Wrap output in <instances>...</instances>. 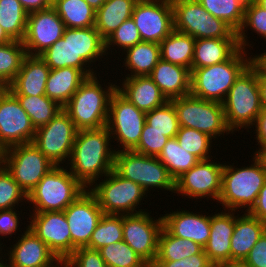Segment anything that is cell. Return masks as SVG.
Returning <instances> with one entry per match:
<instances>
[{
  "label": "cell",
  "mask_w": 266,
  "mask_h": 267,
  "mask_svg": "<svg viewBox=\"0 0 266 267\" xmlns=\"http://www.w3.org/2000/svg\"><path fill=\"white\" fill-rule=\"evenodd\" d=\"M27 55L22 41L0 45V83L6 88L14 81Z\"/></svg>",
  "instance_id": "40"
},
{
  "label": "cell",
  "mask_w": 266,
  "mask_h": 267,
  "mask_svg": "<svg viewBox=\"0 0 266 267\" xmlns=\"http://www.w3.org/2000/svg\"><path fill=\"white\" fill-rule=\"evenodd\" d=\"M50 68L40 56L26 55L20 71L7 89L14 96L45 95Z\"/></svg>",
  "instance_id": "24"
},
{
  "label": "cell",
  "mask_w": 266,
  "mask_h": 267,
  "mask_svg": "<svg viewBox=\"0 0 266 267\" xmlns=\"http://www.w3.org/2000/svg\"><path fill=\"white\" fill-rule=\"evenodd\" d=\"M66 263L67 267H107L99 250L88 247L76 248Z\"/></svg>",
  "instance_id": "50"
},
{
  "label": "cell",
  "mask_w": 266,
  "mask_h": 267,
  "mask_svg": "<svg viewBox=\"0 0 266 267\" xmlns=\"http://www.w3.org/2000/svg\"><path fill=\"white\" fill-rule=\"evenodd\" d=\"M32 215V216H31ZM28 227L49 247L58 259L66 260L76 248L64 211L34 212Z\"/></svg>",
  "instance_id": "18"
},
{
  "label": "cell",
  "mask_w": 266,
  "mask_h": 267,
  "mask_svg": "<svg viewBox=\"0 0 266 267\" xmlns=\"http://www.w3.org/2000/svg\"><path fill=\"white\" fill-rule=\"evenodd\" d=\"M205 267H218V263H212L210 262L207 266Z\"/></svg>",
  "instance_id": "65"
},
{
  "label": "cell",
  "mask_w": 266,
  "mask_h": 267,
  "mask_svg": "<svg viewBox=\"0 0 266 267\" xmlns=\"http://www.w3.org/2000/svg\"><path fill=\"white\" fill-rule=\"evenodd\" d=\"M57 264H58V265H57ZM56 265H57V266H56ZM59 265H60V267H67L66 260L58 259L56 264L54 263L53 265H51V266H49V267H59Z\"/></svg>",
  "instance_id": "62"
},
{
  "label": "cell",
  "mask_w": 266,
  "mask_h": 267,
  "mask_svg": "<svg viewBox=\"0 0 266 267\" xmlns=\"http://www.w3.org/2000/svg\"><path fill=\"white\" fill-rule=\"evenodd\" d=\"M163 227L173 236L190 239L204 248L210 237V215L188 210L174 211L162 216Z\"/></svg>",
  "instance_id": "22"
},
{
  "label": "cell",
  "mask_w": 266,
  "mask_h": 267,
  "mask_svg": "<svg viewBox=\"0 0 266 267\" xmlns=\"http://www.w3.org/2000/svg\"><path fill=\"white\" fill-rule=\"evenodd\" d=\"M248 213L266 223V180L260 189L255 205Z\"/></svg>",
  "instance_id": "55"
},
{
  "label": "cell",
  "mask_w": 266,
  "mask_h": 267,
  "mask_svg": "<svg viewBox=\"0 0 266 267\" xmlns=\"http://www.w3.org/2000/svg\"><path fill=\"white\" fill-rule=\"evenodd\" d=\"M6 87L0 83V93L5 89Z\"/></svg>",
  "instance_id": "67"
},
{
  "label": "cell",
  "mask_w": 266,
  "mask_h": 267,
  "mask_svg": "<svg viewBox=\"0 0 266 267\" xmlns=\"http://www.w3.org/2000/svg\"><path fill=\"white\" fill-rule=\"evenodd\" d=\"M203 247L190 239L175 237L164 227L158 238V252L156 260L176 261L198 254Z\"/></svg>",
  "instance_id": "36"
},
{
  "label": "cell",
  "mask_w": 266,
  "mask_h": 267,
  "mask_svg": "<svg viewBox=\"0 0 266 267\" xmlns=\"http://www.w3.org/2000/svg\"><path fill=\"white\" fill-rule=\"evenodd\" d=\"M3 165L27 195L55 166L33 142L4 150Z\"/></svg>",
  "instance_id": "12"
},
{
  "label": "cell",
  "mask_w": 266,
  "mask_h": 267,
  "mask_svg": "<svg viewBox=\"0 0 266 267\" xmlns=\"http://www.w3.org/2000/svg\"><path fill=\"white\" fill-rule=\"evenodd\" d=\"M12 39L4 32L3 28L0 25V45L11 42Z\"/></svg>",
  "instance_id": "61"
},
{
  "label": "cell",
  "mask_w": 266,
  "mask_h": 267,
  "mask_svg": "<svg viewBox=\"0 0 266 267\" xmlns=\"http://www.w3.org/2000/svg\"><path fill=\"white\" fill-rule=\"evenodd\" d=\"M110 142L111 135L106 126L77 131L69 170L85 188L113 170L116 150L110 148Z\"/></svg>",
  "instance_id": "1"
},
{
  "label": "cell",
  "mask_w": 266,
  "mask_h": 267,
  "mask_svg": "<svg viewBox=\"0 0 266 267\" xmlns=\"http://www.w3.org/2000/svg\"><path fill=\"white\" fill-rule=\"evenodd\" d=\"M27 201V194L14 180L4 165L0 166V210L14 209L20 201Z\"/></svg>",
  "instance_id": "47"
},
{
  "label": "cell",
  "mask_w": 266,
  "mask_h": 267,
  "mask_svg": "<svg viewBox=\"0 0 266 267\" xmlns=\"http://www.w3.org/2000/svg\"><path fill=\"white\" fill-rule=\"evenodd\" d=\"M145 122L146 113L116 89L110 99L106 127L111 138L116 137L114 140L123 148L117 151H133L137 147Z\"/></svg>",
  "instance_id": "11"
},
{
  "label": "cell",
  "mask_w": 266,
  "mask_h": 267,
  "mask_svg": "<svg viewBox=\"0 0 266 267\" xmlns=\"http://www.w3.org/2000/svg\"><path fill=\"white\" fill-rule=\"evenodd\" d=\"M146 123L148 130H157L169 138H174L180 129L177 112L171 100L147 112Z\"/></svg>",
  "instance_id": "43"
},
{
  "label": "cell",
  "mask_w": 266,
  "mask_h": 267,
  "mask_svg": "<svg viewBox=\"0 0 266 267\" xmlns=\"http://www.w3.org/2000/svg\"><path fill=\"white\" fill-rule=\"evenodd\" d=\"M258 35L261 38L266 39V10L261 8L254 0H247L245 6L244 20L241 28L237 32L238 44L239 47L246 51L245 46H249L247 40V27ZM246 31V33H245Z\"/></svg>",
  "instance_id": "45"
},
{
  "label": "cell",
  "mask_w": 266,
  "mask_h": 267,
  "mask_svg": "<svg viewBox=\"0 0 266 267\" xmlns=\"http://www.w3.org/2000/svg\"><path fill=\"white\" fill-rule=\"evenodd\" d=\"M122 240V215L103 214L86 247L99 250L104 246Z\"/></svg>",
  "instance_id": "41"
},
{
  "label": "cell",
  "mask_w": 266,
  "mask_h": 267,
  "mask_svg": "<svg viewBox=\"0 0 266 267\" xmlns=\"http://www.w3.org/2000/svg\"><path fill=\"white\" fill-rule=\"evenodd\" d=\"M131 17L142 41L160 44L174 30L171 0H138Z\"/></svg>",
  "instance_id": "16"
},
{
  "label": "cell",
  "mask_w": 266,
  "mask_h": 267,
  "mask_svg": "<svg viewBox=\"0 0 266 267\" xmlns=\"http://www.w3.org/2000/svg\"><path fill=\"white\" fill-rule=\"evenodd\" d=\"M85 188L67 168L54 166L28 193L33 212L64 211Z\"/></svg>",
  "instance_id": "6"
},
{
  "label": "cell",
  "mask_w": 266,
  "mask_h": 267,
  "mask_svg": "<svg viewBox=\"0 0 266 267\" xmlns=\"http://www.w3.org/2000/svg\"><path fill=\"white\" fill-rule=\"evenodd\" d=\"M4 149L0 146V166L3 165Z\"/></svg>",
  "instance_id": "64"
},
{
  "label": "cell",
  "mask_w": 266,
  "mask_h": 267,
  "mask_svg": "<svg viewBox=\"0 0 266 267\" xmlns=\"http://www.w3.org/2000/svg\"><path fill=\"white\" fill-rule=\"evenodd\" d=\"M235 216V227L231 236V260L244 261L249 251L266 231V223L244 212Z\"/></svg>",
  "instance_id": "28"
},
{
  "label": "cell",
  "mask_w": 266,
  "mask_h": 267,
  "mask_svg": "<svg viewBox=\"0 0 266 267\" xmlns=\"http://www.w3.org/2000/svg\"><path fill=\"white\" fill-rule=\"evenodd\" d=\"M175 137L182 148L195 155L199 160H207L212 157L208 154L211 153L213 141L207 134L193 128L180 127Z\"/></svg>",
  "instance_id": "46"
},
{
  "label": "cell",
  "mask_w": 266,
  "mask_h": 267,
  "mask_svg": "<svg viewBox=\"0 0 266 267\" xmlns=\"http://www.w3.org/2000/svg\"><path fill=\"white\" fill-rule=\"evenodd\" d=\"M35 131L18 99L5 88L0 93V146L6 150L12 146L31 143Z\"/></svg>",
  "instance_id": "15"
},
{
  "label": "cell",
  "mask_w": 266,
  "mask_h": 267,
  "mask_svg": "<svg viewBox=\"0 0 266 267\" xmlns=\"http://www.w3.org/2000/svg\"><path fill=\"white\" fill-rule=\"evenodd\" d=\"M253 126L256 127L255 138L260 146L253 154L264 157L266 155V108L261 110Z\"/></svg>",
  "instance_id": "54"
},
{
  "label": "cell",
  "mask_w": 266,
  "mask_h": 267,
  "mask_svg": "<svg viewBox=\"0 0 266 267\" xmlns=\"http://www.w3.org/2000/svg\"><path fill=\"white\" fill-rule=\"evenodd\" d=\"M0 251H2V248L0 247ZM1 253V252H0ZM2 257L0 258V267H4V260H1Z\"/></svg>",
  "instance_id": "66"
},
{
  "label": "cell",
  "mask_w": 266,
  "mask_h": 267,
  "mask_svg": "<svg viewBox=\"0 0 266 267\" xmlns=\"http://www.w3.org/2000/svg\"><path fill=\"white\" fill-rule=\"evenodd\" d=\"M141 36L134 20L131 18L124 21L108 38L105 39L106 54L108 50L117 45L123 51L141 42ZM114 45V46H113Z\"/></svg>",
  "instance_id": "48"
},
{
  "label": "cell",
  "mask_w": 266,
  "mask_h": 267,
  "mask_svg": "<svg viewBox=\"0 0 266 267\" xmlns=\"http://www.w3.org/2000/svg\"><path fill=\"white\" fill-rule=\"evenodd\" d=\"M125 51L123 65L131 71L127 77L149 76L161 59L160 44L155 42L141 41Z\"/></svg>",
  "instance_id": "32"
},
{
  "label": "cell",
  "mask_w": 266,
  "mask_h": 267,
  "mask_svg": "<svg viewBox=\"0 0 266 267\" xmlns=\"http://www.w3.org/2000/svg\"><path fill=\"white\" fill-rule=\"evenodd\" d=\"M87 78L82 70L74 67L50 69L45 95L63 108Z\"/></svg>",
  "instance_id": "29"
},
{
  "label": "cell",
  "mask_w": 266,
  "mask_h": 267,
  "mask_svg": "<svg viewBox=\"0 0 266 267\" xmlns=\"http://www.w3.org/2000/svg\"><path fill=\"white\" fill-rule=\"evenodd\" d=\"M210 263L205 254V251L202 250L198 254H194L187 258H182L180 260L171 261V260H155V262L150 267H205Z\"/></svg>",
  "instance_id": "51"
},
{
  "label": "cell",
  "mask_w": 266,
  "mask_h": 267,
  "mask_svg": "<svg viewBox=\"0 0 266 267\" xmlns=\"http://www.w3.org/2000/svg\"><path fill=\"white\" fill-rule=\"evenodd\" d=\"M72 47L74 48V68L82 70L88 77L95 75L93 68H88L89 65L100 58L102 61V56L106 55L105 39L96 28H72Z\"/></svg>",
  "instance_id": "25"
},
{
  "label": "cell",
  "mask_w": 266,
  "mask_h": 267,
  "mask_svg": "<svg viewBox=\"0 0 266 267\" xmlns=\"http://www.w3.org/2000/svg\"><path fill=\"white\" fill-rule=\"evenodd\" d=\"M40 57L50 69L74 67L72 28H65L62 38L43 52Z\"/></svg>",
  "instance_id": "44"
},
{
  "label": "cell",
  "mask_w": 266,
  "mask_h": 267,
  "mask_svg": "<svg viewBox=\"0 0 266 267\" xmlns=\"http://www.w3.org/2000/svg\"><path fill=\"white\" fill-rule=\"evenodd\" d=\"M19 2L28 14L52 7L51 0H19Z\"/></svg>",
  "instance_id": "56"
},
{
  "label": "cell",
  "mask_w": 266,
  "mask_h": 267,
  "mask_svg": "<svg viewBox=\"0 0 266 267\" xmlns=\"http://www.w3.org/2000/svg\"><path fill=\"white\" fill-rule=\"evenodd\" d=\"M222 105L232 134L234 130L253 127L263 109L258 83V63L254 59L236 78Z\"/></svg>",
  "instance_id": "3"
},
{
  "label": "cell",
  "mask_w": 266,
  "mask_h": 267,
  "mask_svg": "<svg viewBox=\"0 0 266 267\" xmlns=\"http://www.w3.org/2000/svg\"><path fill=\"white\" fill-rule=\"evenodd\" d=\"M235 211L227 210L210 216V237L203 250L212 263L231 260V236L235 227Z\"/></svg>",
  "instance_id": "23"
},
{
  "label": "cell",
  "mask_w": 266,
  "mask_h": 267,
  "mask_svg": "<svg viewBox=\"0 0 266 267\" xmlns=\"http://www.w3.org/2000/svg\"><path fill=\"white\" fill-rule=\"evenodd\" d=\"M105 177L103 181L98 184L94 182L88 188L104 214L128 215L145 212L143 209L136 210L146 193L148 194L139 184L119 176L114 170Z\"/></svg>",
  "instance_id": "9"
},
{
  "label": "cell",
  "mask_w": 266,
  "mask_h": 267,
  "mask_svg": "<svg viewBox=\"0 0 266 267\" xmlns=\"http://www.w3.org/2000/svg\"><path fill=\"white\" fill-rule=\"evenodd\" d=\"M27 16L19 0H0V25L12 40H24Z\"/></svg>",
  "instance_id": "37"
},
{
  "label": "cell",
  "mask_w": 266,
  "mask_h": 267,
  "mask_svg": "<svg viewBox=\"0 0 266 267\" xmlns=\"http://www.w3.org/2000/svg\"><path fill=\"white\" fill-rule=\"evenodd\" d=\"M103 89L97 75L88 77L63 107L77 130L100 129L107 125L110 99L117 85Z\"/></svg>",
  "instance_id": "4"
},
{
  "label": "cell",
  "mask_w": 266,
  "mask_h": 267,
  "mask_svg": "<svg viewBox=\"0 0 266 267\" xmlns=\"http://www.w3.org/2000/svg\"><path fill=\"white\" fill-rule=\"evenodd\" d=\"M258 83L262 107L266 108V71L258 64Z\"/></svg>",
  "instance_id": "57"
},
{
  "label": "cell",
  "mask_w": 266,
  "mask_h": 267,
  "mask_svg": "<svg viewBox=\"0 0 266 267\" xmlns=\"http://www.w3.org/2000/svg\"><path fill=\"white\" fill-rule=\"evenodd\" d=\"M122 227L123 241L151 266L157 257L162 217L154 220L147 211L122 215Z\"/></svg>",
  "instance_id": "14"
},
{
  "label": "cell",
  "mask_w": 266,
  "mask_h": 267,
  "mask_svg": "<svg viewBox=\"0 0 266 267\" xmlns=\"http://www.w3.org/2000/svg\"><path fill=\"white\" fill-rule=\"evenodd\" d=\"M218 267H248V265L244 261L229 260L218 263Z\"/></svg>",
  "instance_id": "58"
},
{
  "label": "cell",
  "mask_w": 266,
  "mask_h": 267,
  "mask_svg": "<svg viewBox=\"0 0 266 267\" xmlns=\"http://www.w3.org/2000/svg\"><path fill=\"white\" fill-rule=\"evenodd\" d=\"M26 111L35 129L49 123L63 108L46 95L15 96Z\"/></svg>",
  "instance_id": "38"
},
{
  "label": "cell",
  "mask_w": 266,
  "mask_h": 267,
  "mask_svg": "<svg viewBox=\"0 0 266 267\" xmlns=\"http://www.w3.org/2000/svg\"><path fill=\"white\" fill-rule=\"evenodd\" d=\"M253 61L239 48L228 60L194 69L191 72V92L194 97L223 103L236 78Z\"/></svg>",
  "instance_id": "5"
},
{
  "label": "cell",
  "mask_w": 266,
  "mask_h": 267,
  "mask_svg": "<svg viewBox=\"0 0 266 267\" xmlns=\"http://www.w3.org/2000/svg\"><path fill=\"white\" fill-rule=\"evenodd\" d=\"M157 158L175 181L199 161L195 155L179 145L176 137L169 138Z\"/></svg>",
  "instance_id": "35"
},
{
  "label": "cell",
  "mask_w": 266,
  "mask_h": 267,
  "mask_svg": "<svg viewBox=\"0 0 266 267\" xmlns=\"http://www.w3.org/2000/svg\"><path fill=\"white\" fill-rule=\"evenodd\" d=\"M171 101L175 106L180 127L196 129L211 138L232 133L227 126L221 103L200 99L191 94Z\"/></svg>",
  "instance_id": "10"
},
{
  "label": "cell",
  "mask_w": 266,
  "mask_h": 267,
  "mask_svg": "<svg viewBox=\"0 0 266 267\" xmlns=\"http://www.w3.org/2000/svg\"><path fill=\"white\" fill-rule=\"evenodd\" d=\"M239 48L238 39H196L191 72L197 68L222 63Z\"/></svg>",
  "instance_id": "30"
},
{
  "label": "cell",
  "mask_w": 266,
  "mask_h": 267,
  "mask_svg": "<svg viewBox=\"0 0 266 267\" xmlns=\"http://www.w3.org/2000/svg\"><path fill=\"white\" fill-rule=\"evenodd\" d=\"M211 159L199 160L189 171L175 181V193L188 198L219 200L222 190L224 164ZM198 197V198H197Z\"/></svg>",
  "instance_id": "17"
},
{
  "label": "cell",
  "mask_w": 266,
  "mask_h": 267,
  "mask_svg": "<svg viewBox=\"0 0 266 267\" xmlns=\"http://www.w3.org/2000/svg\"><path fill=\"white\" fill-rule=\"evenodd\" d=\"M210 14L223 20L236 33L244 20L247 0H197Z\"/></svg>",
  "instance_id": "39"
},
{
  "label": "cell",
  "mask_w": 266,
  "mask_h": 267,
  "mask_svg": "<svg viewBox=\"0 0 266 267\" xmlns=\"http://www.w3.org/2000/svg\"><path fill=\"white\" fill-rule=\"evenodd\" d=\"M138 0H106L96 10L94 27L104 38H108L124 21L131 18Z\"/></svg>",
  "instance_id": "31"
},
{
  "label": "cell",
  "mask_w": 266,
  "mask_h": 267,
  "mask_svg": "<svg viewBox=\"0 0 266 267\" xmlns=\"http://www.w3.org/2000/svg\"><path fill=\"white\" fill-rule=\"evenodd\" d=\"M77 131L62 109L49 123L36 129L33 143L55 166H60L69 161Z\"/></svg>",
  "instance_id": "13"
},
{
  "label": "cell",
  "mask_w": 266,
  "mask_h": 267,
  "mask_svg": "<svg viewBox=\"0 0 266 267\" xmlns=\"http://www.w3.org/2000/svg\"><path fill=\"white\" fill-rule=\"evenodd\" d=\"M99 252L107 267H150L123 240L104 246Z\"/></svg>",
  "instance_id": "42"
},
{
  "label": "cell",
  "mask_w": 266,
  "mask_h": 267,
  "mask_svg": "<svg viewBox=\"0 0 266 267\" xmlns=\"http://www.w3.org/2000/svg\"><path fill=\"white\" fill-rule=\"evenodd\" d=\"M52 7L66 28H88L95 25L96 10L85 0H54Z\"/></svg>",
  "instance_id": "34"
},
{
  "label": "cell",
  "mask_w": 266,
  "mask_h": 267,
  "mask_svg": "<svg viewBox=\"0 0 266 267\" xmlns=\"http://www.w3.org/2000/svg\"><path fill=\"white\" fill-rule=\"evenodd\" d=\"M261 8L266 10V0H254Z\"/></svg>",
  "instance_id": "63"
},
{
  "label": "cell",
  "mask_w": 266,
  "mask_h": 267,
  "mask_svg": "<svg viewBox=\"0 0 266 267\" xmlns=\"http://www.w3.org/2000/svg\"><path fill=\"white\" fill-rule=\"evenodd\" d=\"M253 59L266 71V52L260 55H253Z\"/></svg>",
  "instance_id": "59"
},
{
  "label": "cell",
  "mask_w": 266,
  "mask_h": 267,
  "mask_svg": "<svg viewBox=\"0 0 266 267\" xmlns=\"http://www.w3.org/2000/svg\"><path fill=\"white\" fill-rule=\"evenodd\" d=\"M20 215L17 213V210L14 209H4L0 210V235L7 237V235L12 236V234L16 233V231L20 228L19 221ZM19 217V218H18Z\"/></svg>",
  "instance_id": "53"
},
{
  "label": "cell",
  "mask_w": 266,
  "mask_h": 267,
  "mask_svg": "<svg viewBox=\"0 0 266 267\" xmlns=\"http://www.w3.org/2000/svg\"><path fill=\"white\" fill-rule=\"evenodd\" d=\"M174 30L195 39H238L223 20L210 14L197 0H171Z\"/></svg>",
  "instance_id": "7"
},
{
  "label": "cell",
  "mask_w": 266,
  "mask_h": 267,
  "mask_svg": "<svg viewBox=\"0 0 266 267\" xmlns=\"http://www.w3.org/2000/svg\"><path fill=\"white\" fill-rule=\"evenodd\" d=\"M195 40L188 34L173 30L160 43L161 59L183 66L191 71Z\"/></svg>",
  "instance_id": "33"
},
{
  "label": "cell",
  "mask_w": 266,
  "mask_h": 267,
  "mask_svg": "<svg viewBox=\"0 0 266 267\" xmlns=\"http://www.w3.org/2000/svg\"><path fill=\"white\" fill-rule=\"evenodd\" d=\"M69 224L71 242L75 248L86 247L103 216L95 196L86 189L64 210Z\"/></svg>",
  "instance_id": "20"
},
{
  "label": "cell",
  "mask_w": 266,
  "mask_h": 267,
  "mask_svg": "<svg viewBox=\"0 0 266 267\" xmlns=\"http://www.w3.org/2000/svg\"><path fill=\"white\" fill-rule=\"evenodd\" d=\"M113 170L139 184L146 192L150 188H160L175 193V180L157 157L134 151H115Z\"/></svg>",
  "instance_id": "8"
},
{
  "label": "cell",
  "mask_w": 266,
  "mask_h": 267,
  "mask_svg": "<svg viewBox=\"0 0 266 267\" xmlns=\"http://www.w3.org/2000/svg\"><path fill=\"white\" fill-rule=\"evenodd\" d=\"M93 9H99L106 0H85Z\"/></svg>",
  "instance_id": "60"
},
{
  "label": "cell",
  "mask_w": 266,
  "mask_h": 267,
  "mask_svg": "<svg viewBox=\"0 0 266 267\" xmlns=\"http://www.w3.org/2000/svg\"><path fill=\"white\" fill-rule=\"evenodd\" d=\"M248 267H266V231L244 259Z\"/></svg>",
  "instance_id": "52"
},
{
  "label": "cell",
  "mask_w": 266,
  "mask_h": 267,
  "mask_svg": "<svg viewBox=\"0 0 266 267\" xmlns=\"http://www.w3.org/2000/svg\"><path fill=\"white\" fill-rule=\"evenodd\" d=\"M253 164L249 167H233L224 164L222 172V190L218 202L223 209L236 211L247 208L249 212L255 205L260 189L266 180V159L253 155Z\"/></svg>",
  "instance_id": "2"
},
{
  "label": "cell",
  "mask_w": 266,
  "mask_h": 267,
  "mask_svg": "<svg viewBox=\"0 0 266 267\" xmlns=\"http://www.w3.org/2000/svg\"><path fill=\"white\" fill-rule=\"evenodd\" d=\"M4 267H49L58 258L49 247L27 226L24 234L8 251Z\"/></svg>",
  "instance_id": "21"
},
{
  "label": "cell",
  "mask_w": 266,
  "mask_h": 267,
  "mask_svg": "<svg viewBox=\"0 0 266 267\" xmlns=\"http://www.w3.org/2000/svg\"><path fill=\"white\" fill-rule=\"evenodd\" d=\"M168 140L169 137L165 136L164 133L157 130H148V124L145 122L139 143L133 151L147 156L158 157Z\"/></svg>",
  "instance_id": "49"
},
{
  "label": "cell",
  "mask_w": 266,
  "mask_h": 267,
  "mask_svg": "<svg viewBox=\"0 0 266 267\" xmlns=\"http://www.w3.org/2000/svg\"><path fill=\"white\" fill-rule=\"evenodd\" d=\"M117 90L145 113L169 101L149 76L126 77Z\"/></svg>",
  "instance_id": "27"
},
{
  "label": "cell",
  "mask_w": 266,
  "mask_h": 267,
  "mask_svg": "<svg viewBox=\"0 0 266 267\" xmlns=\"http://www.w3.org/2000/svg\"><path fill=\"white\" fill-rule=\"evenodd\" d=\"M65 24L53 7L29 13L23 45L28 55L40 56L62 38Z\"/></svg>",
  "instance_id": "19"
},
{
  "label": "cell",
  "mask_w": 266,
  "mask_h": 267,
  "mask_svg": "<svg viewBox=\"0 0 266 267\" xmlns=\"http://www.w3.org/2000/svg\"><path fill=\"white\" fill-rule=\"evenodd\" d=\"M149 77L168 100L187 96L191 92V71L183 66L160 59Z\"/></svg>",
  "instance_id": "26"
}]
</instances>
